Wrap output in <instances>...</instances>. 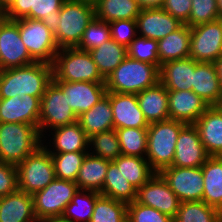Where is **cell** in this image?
I'll return each instance as SVG.
<instances>
[{"instance_id": "cell-1", "label": "cell", "mask_w": 222, "mask_h": 222, "mask_svg": "<svg viewBox=\"0 0 222 222\" xmlns=\"http://www.w3.org/2000/svg\"><path fill=\"white\" fill-rule=\"evenodd\" d=\"M52 78V64L45 62L0 70V99L30 95L41 100Z\"/></svg>"}, {"instance_id": "cell-2", "label": "cell", "mask_w": 222, "mask_h": 222, "mask_svg": "<svg viewBox=\"0 0 222 222\" xmlns=\"http://www.w3.org/2000/svg\"><path fill=\"white\" fill-rule=\"evenodd\" d=\"M160 82L159 67L128 56L105 79L107 92L138 94Z\"/></svg>"}, {"instance_id": "cell-3", "label": "cell", "mask_w": 222, "mask_h": 222, "mask_svg": "<svg viewBox=\"0 0 222 222\" xmlns=\"http://www.w3.org/2000/svg\"><path fill=\"white\" fill-rule=\"evenodd\" d=\"M185 125L182 121L172 119L149 124L146 160L155 173L172 166L177 138Z\"/></svg>"}, {"instance_id": "cell-4", "label": "cell", "mask_w": 222, "mask_h": 222, "mask_svg": "<svg viewBox=\"0 0 222 222\" xmlns=\"http://www.w3.org/2000/svg\"><path fill=\"white\" fill-rule=\"evenodd\" d=\"M42 145L39 130L26 123H0V162L17 166Z\"/></svg>"}, {"instance_id": "cell-5", "label": "cell", "mask_w": 222, "mask_h": 222, "mask_svg": "<svg viewBox=\"0 0 222 222\" xmlns=\"http://www.w3.org/2000/svg\"><path fill=\"white\" fill-rule=\"evenodd\" d=\"M53 81L105 82L88 51L62 48L52 63Z\"/></svg>"}, {"instance_id": "cell-6", "label": "cell", "mask_w": 222, "mask_h": 222, "mask_svg": "<svg viewBox=\"0 0 222 222\" xmlns=\"http://www.w3.org/2000/svg\"><path fill=\"white\" fill-rule=\"evenodd\" d=\"M94 17L93 3L65 0L60 9V25L54 34L59 49L77 47L85 29Z\"/></svg>"}, {"instance_id": "cell-7", "label": "cell", "mask_w": 222, "mask_h": 222, "mask_svg": "<svg viewBox=\"0 0 222 222\" xmlns=\"http://www.w3.org/2000/svg\"><path fill=\"white\" fill-rule=\"evenodd\" d=\"M42 145L16 166L18 190L33 195L43 190L55 177L53 160Z\"/></svg>"}, {"instance_id": "cell-8", "label": "cell", "mask_w": 222, "mask_h": 222, "mask_svg": "<svg viewBox=\"0 0 222 222\" xmlns=\"http://www.w3.org/2000/svg\"><path fill=\"white\" fill-rule=\"evenodd\" d=\"M78 191L76 182L55 178L43 190L33 196L34 213L38 222L61 218L66 206Z\"/></svg>"}, {"instance_id": "cell-9", "label": "cell", "mask_w": 222, "mask_h": 222, "mask_svg": "<svg viewBox=\"0 0 222 222\" xmlns=\"http://www.w3.org/2000/svg\"><path fill=\"white\" fill-rule=\"evenodd\" d=\"M17 21L21 40L30 56L36 62L52 64L60 49L51 30L41 20L21 18Z\"/></svg>"}, {"instance_id": "cell-10", "label": "cell", "mask_w": 222, "mask_h": 222, "mask_svg": "<svg viewBox=\"0 0 222 222\" xmlns=\"http://www.w3.org/2000/svg\"><path fill=\"white\" fill-rule=\"evenodd\" d=\"M76 121H78V116L69 107L62 89L52 80L41 98L38 129L40 136L43 138L47 129L52 131Z\"/></svg>"}, {"instance_id": "cell-11", "label": "cell", "mask_w": 222, "mask_h": 222, "mask_svg": "<svg viewBox=\"0 0 222 222\" xmlns=\"http://www.w3.org/2000/svg\"><path fill=\"white\" fill-rule=\"evenodd\" d=\"M35 62L21 40L18 21L0 17V70Z\"/></svg>"}, {"instance_id": "cell-12", "label": "cell", "mask_w": 222, "mask_h": 222, "mask_svg": "<svg viewBox=\"0 0 222 222\" xmlns=\"http://www.w3.org/2000/svg\"><path fill=\"white\" fill-rule=\"evenodd\" d=\"M222 55V24L218 19L191 27L189 57L197 62L214 63Z\"/></svg>"}, {"instance_id": "cell-13", "label": "cell", "mask_w": 222, "mask_h": 222, "mask_svg": "<svg viewBox=\"0 0 222 222\" xmlns=\"http://www.w3.org/2000/svg\"><path fill=\"white\" fill-rule=\"evenodd\" d=\"M160 174L180 202L202 201L204 178L201 167H175L163 169Z\"/></svg>"}, {"instance_id": "cell-14", "label": "cell", "mask_w": 222, "mask_h": 222, "mask_svg": "<svg viewBox=\"0 0 222 222\" xmlns=\"http://www.w3.org/2000/svg\"><path fill=\"white\" fill-rule=\"evenodd\" d=\"M135 201L155 208L173 219L181 203L160 173H155L145 184L137 189Z\"/></svg>"}, {"instance_id": "cell-15", "label": "cell", "mask_w": 222, "mask_h": 222, "mask_svg": "<svg viewBox=\"0 0 222 222\" xmlns=\"http://www.w3.org/2000/svg\"><path fill=\"white\" fill-rule=\"evenodd\" d=\"M54 82L62 89L69 107L78 117L90 110L107 93L105 82Z\"/></svg>"}, {"instance_id": "cell-16", "label": "cell", "mask_w": 222, "mask_h": 222, "mask_svg": "<svg viewBox=\"0 0 222 222\" xmlns=\"http://www.w3.org/2000/svg\"><path fill=\"white\" fill-rule=\"evenodd\" d=\"M210 157L194 124H186L179 132L172 166L201 167Z\"/></svg>"}, {"instance_id": "cell-17", "label": "cell", "mask_w": 222, "mask_h": 222, "mask_svg": "<svg viewBox=\"0 0 222 222\" xmlns=\"http://www.w3.org/2000/svg\"><path fill=\"white\" fill-rule=\"evenodd\" d=\"M41 100L30 95L0 99V123H26L39 129Z\"/></svg>"}, {"instance_id": "cell-18", "label": "cell", "mask_w": 222, "mask_h": 222, "mask_svg": "<svg viewBox=\"0 0 222 222\" xmlns=\"http://www.w3.org/2000/svg\"><path fill=\"white\" fill-rule=\"evenodd\" d=\"M113 112V129L148 128L136 94L109 92Z\"/></svg>"}, {"instance_id": "cell-19", "label": "cell", "mask_w": 222, "mask_h": 222, "mask_svg": "<svg viewBox=\"0 0 222 222\" xmlns=\"http://www.w3.org/2000/svg\"><path fill=\"white\" fill-rule=\"evenodd\" d=\"M137 34L153 40H160L177 30L183 23L163 8L141 9L137 16Z\"/></svg>"}, {"instance_id": "cell-20", "label": "cell", "mask_w": 222, "mask_h": 222, "mask_svg": "<svg viewBox=\"0 0 222 222\" xmlns=\"http://www.w3.org/2000/svg\"><path fill=\"white\" fill-rule=\"evenodd\" d=\"M169 119L194 124L209 105L192 90L168 91Z\"/></svg>"}, {"instance_id": "cell-21", "label": "cell", "mask_w": 222, "mask_h": 222, "mask_svg": "<svg viewBox=\"0 0 222 222\" xmlns=\"http://www.w3.org/2000/svg\"><path fill=\"white\" fill-rule=\"evenodd\" d=\"M194 126L207 153L222 156V111L217 106H209Z\"/></svg>"}, {"instance_id": "cell-22", "label": "cell", "mask_w": 222, "mask_h": 222, "mask_svg": "<svg viewBox=\"0 0 222 222\" xmlns=\"http://www.w3.org/2000/svg\"><path fill=\"white\" fill-rule=\"evenodd\" d=\"M196 61L188 57L169 61L159 68L160 83L168 91H193V70Z\"/></svg>"}, {"instance_id": "cell-23", "label": "cell", "mask_w": 222, "mask_h": 222, "mask_svg": "<svg viewBox=\"0 0 222 222\" xmlns=\"http://www.w3.org/2000/svg\"><path fill=\"white\" fill-rule=\"evenodd\" d=\"M0 222H38L33 205V196L17 190L0 197Z\"/></svg>"}, {"instance_id": "cell-24", "label": "cell", "mask_w": 222, "mask_h": 222, "mask_svg": "<svg viewBox=\"0 0 222 222\" xmlns=\"http://www.w3.org/2000/svg\"><path fill=\"white\" fill-rule=\"evenodd\" d=\"M51 132L53 138L54 150L47 148L48 145H43L50 154H59L67 152H89V138L85 131L81 128L78 121L62 127L53 129Z\"/></svg>"}, {"instance_id": "cell-25", "label": "cell", "mask_w": 222, "mask_h": 222, "mask_svg": "<svg viewBox=\"0 0 222 222\" xmlns=\"http://www.w3.org/2000/svg\"><path fill=\"white\" fill-rule=\"evenodd\" d=\"M193 92L209 106H216L222 97V89L214 63L197 62L193 70Z\"/></svg>"}, {"instance_id": "cell-26", "label": "cell", "mask_w": 222, "mask_h": 222, "mask_svg": "<svg viewBox=\"0 0 222 222\" xmlns=\"http://www.w3.org/2000/svg\"><path fill=\"white\" fill-rule=\"evenodd\" d=\"M136 96L149 124L169 119L168 90L160 82L139 92Z\"/></svg>"}, {"instance_id": "cell-27", "label": "cell", "mask_w": 222, "mask_h": 222, "mask_svg": "<svg viewBox=\"0 0 222 222\" xmlns=\"http://www.w3.org/2000/svg\"><path fill=\"white\" fill-rule=\"evenodd\" d=\"M191 27L182 24L163 39L158 40V58L162 64L185 59L190 52Z\"/></svg>"}, {"instance_id": "cell-28", "label": "cell", "mask_w": 222, "mask_h": 222, "mask_svg": "<svg viewBox=\"0 0 222 222\" xmlns=\"http://www.w3.org/2000/svg\"><path fill=\"white\" fill-rule=\"evenodd\" d=\"M78 122L88 138L94 134L113 129V112L109 92L90 110L82 113L78 117Z\"/></svg>"}, {"instance_id": "cell-29", "label": "cell", "mask_w": 222, "mask_h": 222, "mask_svg": "<svg viewBox=\"0 0 222 222\" xmlns=\"http://www.w3.org/2000/svg\"><path fill=\"white\" fill-rule=\"evenodd\" d=\"M201 168L204 178L202 201L220 209L222 208V156H210Z\"/></svg>"}, {"instance_id": "cell-30", "label": "cell", "mask_w": 222, "mask_h": 222, "mask_svg": "<svg viewBox=\"0 0 222 222\" xmlns=\"http://www.w3.org/2000/svg\"><path fill=\"white\" fill-rule=\"evenodd\" d=\"M110 161L89 152L80 167L76 184L78 189L101 192Z\"/></svg>"}, {"instance_id": "cell-31", "label": "cell", "mask_w": 222, "mask_h": 222, "mask_svg": "<svg viewBox=\"0 0 222 222\" xmlns=\"http://www.w3.org/2000/svg\"><path fill=\"white\" fill-rule=\"evenodd\" d=\"M95 17L104 22L136 20L141 8L136 0H96Z\"/></svg>"}, {"instance_id": "cell-32", "label": "cell", "mask_w": 222, "mask_h": 222, "mask_svg": "<svg viewBox=\"0 0 222 222\" xmlns=\"http://www.w3.org/2000/svg\"><path fill=\"white\" fill-rule=\"evenodd\" d=\"M89 53L104 79L128 56L127 47L118 44L112 38Z\"/></svg>"}, {"instance_id": "cell-33", "label": "cell", "mask_w": 222, "mask_h": 222, "mask_svg": "<svg viewBox=\"0 0 222 222\" xmlns=\"http://www.w3.org/2000/svg\"><path fill=\"white\" fill-rule=\"evenodd\" d=\"M136 191L137 189L124 177L121 170L110 162L100 194L128 204L135 201Z\"/></svg>"}, {"instance_id": "cell-34", "label": "cell", "mask_w": 222, "mask_h": 222, "mask_svg": "<svg viewBox=\"0 0 222 222\" xmlns=\"http://www.w3.org/2000/svg\"><path fill=\"white\" fill-rule=\"evenodd\" d=\"M113 163L136 189L155 174L146 158L120 155Z\"/></svg>"}, {"instance_id": "cell-35", "label": "cell", "mask_w": 222, "mask_h": 222, "mask_svg": "<svg viewBox=\"0 0 222 222\" xmlns=\"http://www.w3.org/2000/svg\"><path fill=\"white\" fill-rule=\"evenodd\" d=\"M100 195L99 192L78 189L61 218L69 222H89Z\"/></svg>"}, {"instance_id": "cell-36", "label": "cell", "mask_w": 222, "mask_h": 222, "mask_svg": "<svg viewBox=\"0 0 222 222\" xmlns=\"http://www.w3.org/2000/svg\"><path fill=\"white\" fill-rule=\"evenodd\" d=\"M173 222H219V209L203 201L181 202Z\"/></svg>"}, {"instance_id": "cell-37", "label": "cell", "mask_w": 222, "mask_h": 222, "mask_svg": "<svg viewBox=\"0 0 222 222\" xmlns=\"http://www.w3.org/2000/svg\"><path fill=\"white\" fill-rule=\"evenodd\" d=\"M118 135L121 155L146 158L147 128L115 129Z\"/></svg>"}, {"instance_id": "cell-38", "label": "cell", "mask_w": 222, "mask_h": 222, "mask_svg": "<svg viewBox=\"0 0 222 222\" xmlns=\"http://www.w3.org/2000/svg\"><path fill=\"white\" fill-rule=\"evenodd\" d=\"M127 203L100 195L89 222H127Z\"/></svg>"}, {"instance_id": "cell-39", "label": "cell", "mask_w": 222, "mask_h": 222, "mask_svg": "<svg viewBox=\"0 0 222 222\" xmlns=\"http://www.w3.org/2000/svg\"><path fill=\"white\" fill-rule=\"evenodd\" d=\"M88 145L89 148L95 150L92 152L89 150L90 154L110 162H114L121 155L120 143L115 129L90 136Z\"/></svg>"}, {"instance_id": "cell-40", "label": "cell", "mask_w": 222, "mask_h": 222, "mask_svg": "<svg viewBox=\"0 0 222 222\" xmlns=\"http://www.w3.org/2000/svg\"><path fill=\"white\" fill-rule=\"evenodd\" d=\"M87 153L67 152L50 154L54 164L55 177L75 182Z\"/></svg>"}, {"instance_id": "cell-41", "label": "cell", "mask_w": 222, "mask_h": 222, "mask_svg": "<svg viewBox=\"0 0 222 222\" xmlns=\"http://www.w3.org/2000/svg\"><path fill=\"white\" fill-rule=\"evenodd\" d=\"M111 39V29L108 22L94 17L85 29L79 45V50L91 51Z\"/></svg>"}, {"instance_id": "cell-42", "label": "cell", "mask_w": 222, "mask_h": 222, "mask_svg": "<svg viewBox=\"0 0 222 222\" xmlns=\"http://www.w3.org/2000/svg\"><path fill=\"white\" fill-rule=\"evenodd\" d=\"M127 53L131 59L161 66L157 40L137 36L127 47Z\"/></svg>"}, {"instance_id": "cell-43", "label": "cell", "mask_w": 222, "mask_h": 222, "mask_svg": "<svg viewBox=\"0 0 222 222\" xmlns=\"http://www.w3.org/2000/svg\"><path fill=\"white\" fill-rule=\"evenodd\" d=\"M192 8L186 25L194 27L218 20L219 13L216 0H191Z\"/></svg>"}, {"instance_id": "cell-44", "label": "cell", "mask_w": 222, "mask_h": 222, "mask_svg": "<svg viewBox=\"0 0 222 222\" xmlns=\"http://www.w3.org/2000/svg\"><path fill=\"white\" fill-rule=\"evenodd\" d=\"M127 222H173V218L133 201L127 205Z\"/></svg>"}, {"instance_id": "cell-45", "label": "cell", "mask_w": 222, "mask_h": 222, "mask_svg": "<svg viewBox=\"0 0 222 222\" xmlns=\"http://www.w3.org/2000/svg\"><path fill=\"white\" fill-rule=\"evenodd\" d=\"M111 38L118 44L128 47L138 34L136 20H116L109 23Z\"/></svg>"}, {"instance_id": "cell-46", "label": "cell", "mask_w": 222, "mask_h": 222, "mask_svg": "<svg viewBox=\"0 0 222 222\" xmlns=\"http://www.w3.org/2000/svg\"><path fill=\"white\" fill-rule=\"evenodd\" d=\"M18 190L17 168L15 165L0 162V197Z\"/></svg>"}, {"instance_id": "cell-47", "label": "cell", "mask_w": 222, "mask_h": 222, "mask_svg": "<svg viewBox=\"0 0 222 222\" xmlns=\"http://www.w3.org/2000/svg\"><path fill=\"white\" fill-rule=\"evenodd\" d=\"M65 0H31L30 19L41 20L59 11Z\"/></svg>"}, {"instance_id": "cell-48", "label": "cell", "mask_w": 222, "mask_h": 222, "mask_svg": "<svg viewBox=\"0 0 222 222\" xmlns=\"http://www.w3.org/2000/svg\"><path fill=\"white\" fill-rule=\"evenodd\" d=\"M191 4V0H165L162 8L181 23L186 24L190 17Z\"/></svg>"}, {"instance_id": "cell-49", "label": "cell", "mask_w": 222, "mask_h": 222, "mask_svg": "<svg viewBox=\"0 0 222 222\" xmlns=\"http://www.w3.org/2000/svg\"><path fill=\"white\" fill-rule=\"evenodd\" d=\"M30 9L31 0H15L2 16L10 20L30 18Z\"/></svg>"}, {"instance_id": "cell-50", "label": "cell", "mask_w": 222, "mask_h": 222, "mask_svg": "<svg viewBox=\"0 0 222 222\" xmlns=\"http://www.w3.org/2000/svg\"><path fill=\"white\" fill-rule=\"evenodd\" d=\"M41 21L51 30L53 34L58 31L60 25V10L53 11L51 16L44 17Z\"/></svg>"}, {"instance_id": "cell-51", "label": "cell", "mask_w": 222, "mask_h": 222, "mask_svg": "<svg viewBox=\"0 0 222 222\" xmlns=\"http://www.w3.org/2000/svg\"><path fill=\"white\" fill-rule=\"evenodd\" d=\"M141 9H161L165 0H136Z\"/></svg>"}, {"instance_id": "cell-52", "label": "cell", "mask_w": 222, "mask_h": 222, "mask_svg": "<svg viewBox=\"0 0 222 222\" xmlns=\"http://www.w3.org/2000/svg\"><path fill=\"white\" fill-rule=\"evenodd\" d=\"M214 66L222 89V55L214 62Z\"/></svg>"}, {"instance_id": "cell-53", "label": "cell", "mask_w": 222, "mask_h": 222, "mask_svg": "<svg viewBox=\"0 0 222 222\" xmlns=\"http://www.w3.org/2000/svg\"><path fill=\"white\" fill-rule=\"evenodd\" d=\"M15 0H0V11L4 13Z\"/></svg>"}, {"instance_id": "cell-54", "label": "cell", "mask_w": 222, "mask_h": 222, "mask_svg": "<svg viewBox=\"0 0 222 222\" xmlns=\"http://www.w3.org/2000/svg\"><path fill=\"white\" fill-rule=\"evenodd\" d=\"M40 222H69V221L64 220L62 218H50V219L42 220Z\"/></svg>"}, {"instance_id": "cell-55", "label": "cell", "mask_w": 222, "mask_h": 222, "mask_svg": "<svg viewBox=\"0 0 222 222\" xmlns=\"http://www.w3.org/2000/svg\"><path fill=\"white\" fill-rule=\"evenodd\" d=\"M216 2H217L219 17L222 18V0H216Z\"/></svg>"}, {"instance_id": "cell-56", "label": "cell", "mask_w": 222, "mask_h": 222, "mask_svg": "<svg viewBox=\"0 0 222 222\" xmlns=\"http://www.w3.org/2000/svg\"><path fill=\"white\" fill-rule=\"evenodd\" d=\"M216 106L222 111V97Z\"/></svg>"}, {"instance_id": "cell-57", "label": "cell", "mask_w": 222, "mask_h": 222, "mask_svg": "<svg viewBox=\"0 0 222 222\" xmlns=\"http://www.w3.org/2000/svg\"><path fill=\"white\" fill-rule=\"evenodd\" d=\"M219 222H222V208L219 209Z\"/></svg>"}, {"instance_id": "cell-58", "label": "cell", "mask_w": 222, "mask_h": 222, "mask_svg": "<svg viewBox=\"0 0 222 222\" xmlns=\"http://www.w3.org/2000/svg\"><path fill=\"white\" fill-rule=\"evenodd\" d=\"M77 1H86L94 4L96 0H77Z\"/></svg>"}]
</instances>
